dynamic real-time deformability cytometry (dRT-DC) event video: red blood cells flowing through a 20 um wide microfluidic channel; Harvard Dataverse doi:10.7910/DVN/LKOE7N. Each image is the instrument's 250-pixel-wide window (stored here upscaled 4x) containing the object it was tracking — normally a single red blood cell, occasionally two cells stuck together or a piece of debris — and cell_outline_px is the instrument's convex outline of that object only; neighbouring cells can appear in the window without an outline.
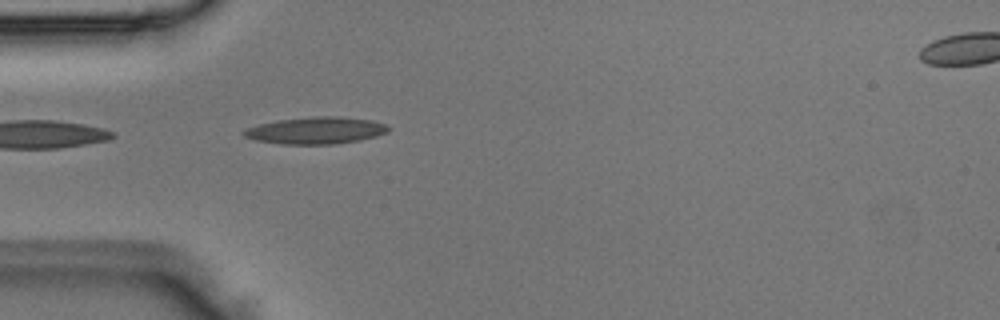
{"species": "Egyptian fruit bat (a non-hibernating species)", "species_latin": "Rousettus aegyptiacus", "temperature_condition": "room temperature", "stored_images_in_passage": 2, "segment_of_instrument_passage": [1, 2], "camera_frame_rate_fps": 3000, "um_per_image_px": 0.085, "animal": {"sex": "male"}, "frame": {"image": 1, "passage_image": 1, "time_ms": 0.0, "image_size_px": [1000, 320], "cell_outline_px": [[392, 128], [388, 132], [376, 136], [360, 140], [332, 144], [284, 144], [256, 140], [244, 136], [240, 132], [244, 128], [260, 124], [280, 120], [316, 116], [336, 116], [372, 120], [388, 124]], "centroid_in_image_um": [26.89, 11.08], "position_along_channel_um": 58.1, "area_um2": 22.72}}